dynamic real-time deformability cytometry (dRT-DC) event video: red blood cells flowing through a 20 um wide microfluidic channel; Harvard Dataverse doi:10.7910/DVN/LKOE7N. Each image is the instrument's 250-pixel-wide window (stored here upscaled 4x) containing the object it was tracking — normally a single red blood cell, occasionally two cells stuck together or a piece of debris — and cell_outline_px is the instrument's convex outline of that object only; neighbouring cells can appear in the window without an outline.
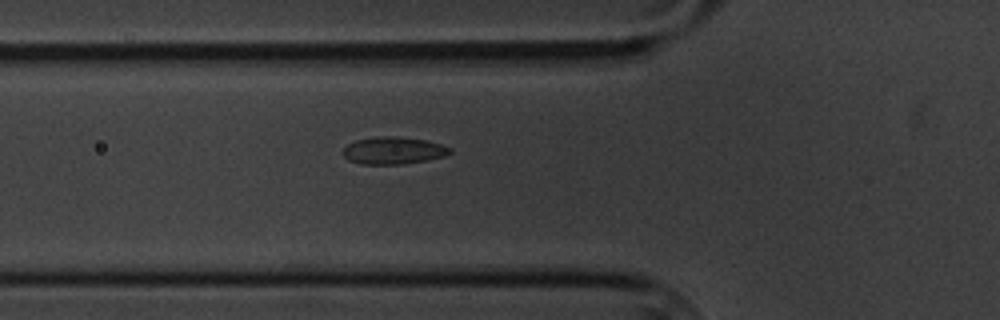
{"species": "common noctule bat (a hibernating species)", "species_latin": "Nyctalus noctula", "temperature_condition": "cold", "stored_images_in_passage": 3, "camera_frame_rate_fps": 3000, "um_per_image_px": 0.085, "animal": {"sex": "male", "body_mass_g": 20.1, "forearm_length_mm": 53.5}, "frame": {"image": 1, "passage_image": 3, "time_ms": 3.0, "image_size_px": [1000, 320], "cell_outline_px": [[452, 152], [444, 156], [428, 160], [400, 164], [360, 164], [348, 160], [340, 152], [348, 144], [356, 140], [376, 136], [396, 136], [424, 140], [440, 144], [452, 148]], "centroid_in_image_um": [33.4, 12.79], "position_along_channel_um": 92.4, "area_um2": 17.05}}